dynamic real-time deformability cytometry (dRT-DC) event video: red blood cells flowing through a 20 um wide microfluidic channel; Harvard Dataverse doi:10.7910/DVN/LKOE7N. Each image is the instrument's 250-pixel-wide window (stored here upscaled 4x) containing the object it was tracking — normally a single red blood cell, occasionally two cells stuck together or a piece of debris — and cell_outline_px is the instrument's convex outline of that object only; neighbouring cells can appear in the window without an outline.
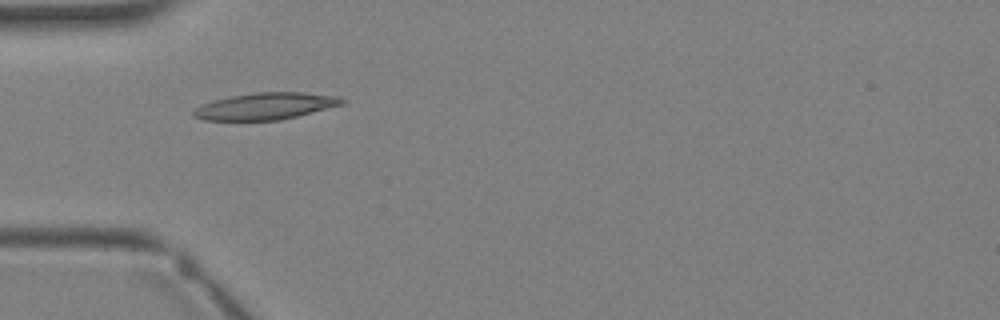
{"species": "Egyptian fruit bat (a non-hibernating species)", "species_latin": "Rousettus aegyptiacus", "temperature_condition": "warm", "stored_images_in_passage": 3, "camera_frame_rate_fps": 3000, "um_per_image_px": 0.085, "animal": {"sex": "female"}, "frame": {"image": 1, "passage_image": 3, "time_ms": 3.333, "image_size_px": [1000, 320], "cell_outline_px": [[344, 104], [280, 120], [204, 120], [192, 116], [192, 112], [196, 108], [204, 104], [216, 100], [232, 96], [256, 92], [304, 92], [340, 96], [344, 100]], "centroid_in_image_um": [22.6, 9.02], "position_along_channel_um": 62.4, "area_um2": 22.95}}